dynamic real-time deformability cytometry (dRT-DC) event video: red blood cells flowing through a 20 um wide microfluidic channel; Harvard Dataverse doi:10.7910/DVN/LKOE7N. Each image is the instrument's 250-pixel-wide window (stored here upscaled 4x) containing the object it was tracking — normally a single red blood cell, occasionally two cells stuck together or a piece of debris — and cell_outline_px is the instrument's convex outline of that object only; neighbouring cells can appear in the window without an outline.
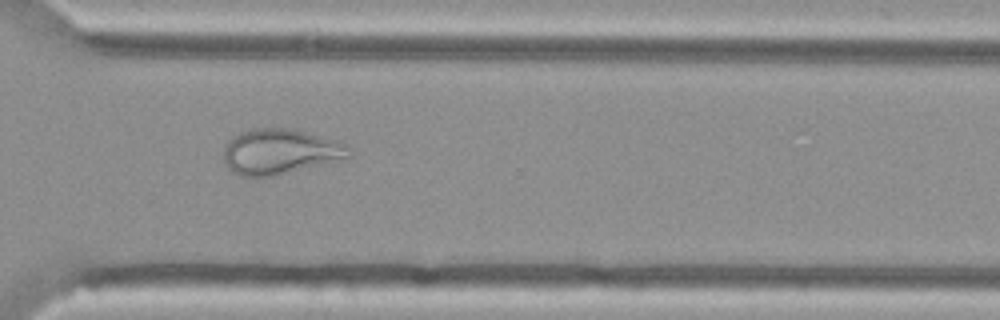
{"species": "Egyptian fruit bat (a non-hibernating species)", "species_latin": "Rousettus aegyptiacus", "temperature_condition": "cold", "stored_images_in_passage": 55, "camera_frame_rate_fps": 3000, "um_per_image_px": 0.085, "animal": {"sex": "female"}, "frame": {"image": 1, "passage_image": 40, "time_ms": 13.0, "image_size_px": [1000, 320], "cell_outline_px": [[352, 156], [272, 176], [240, 176], [232, 172], [224, 164], [224, 144], [228, 140], [240, 132], [252, 128], [292, 128], [340, 140], [348, 144], [352, 152]], "centroid_in_image_um": [23.8, 12.86], "position_along_channel_um": 346.8, "area_um2": 33.29}}